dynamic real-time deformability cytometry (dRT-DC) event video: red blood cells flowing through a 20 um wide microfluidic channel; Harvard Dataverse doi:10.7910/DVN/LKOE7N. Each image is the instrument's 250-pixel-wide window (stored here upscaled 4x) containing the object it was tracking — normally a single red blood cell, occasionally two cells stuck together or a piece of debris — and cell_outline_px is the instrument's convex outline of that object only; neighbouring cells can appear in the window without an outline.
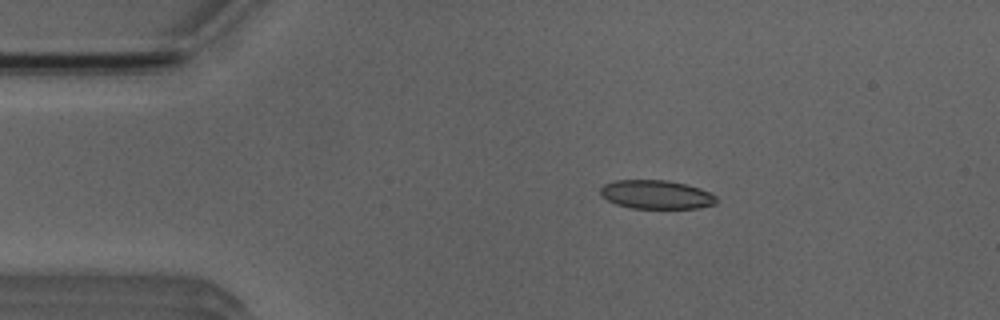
{"species": "Egyptian fruit bat (a non-hibernating species)", "species_latin": "Rousettus aegyptiacus", "temperature_condition": "room temperature", "stored_images_in_passage": 6, "camera_frame_rate_fps": 3000, "um_per_image_px": 0.085, "animal": {"sex": "male"}, "frame": {"image": 1, "passage_image": 2, "time_ms": 1.0, "image_size_px": [1000, 320], "cell_outline_px": [[716, 204], [700, 208], [632, 208], [616, 204], [608, 200], [600, 192], [600, 188], [604, 184], [616, 180], [668, 180], [700, 188], [716, 196]], "centroid_in_image_um": [55.79, 16.54], "position_along_channel_um": 29.2, "area_um2": 19.31}}
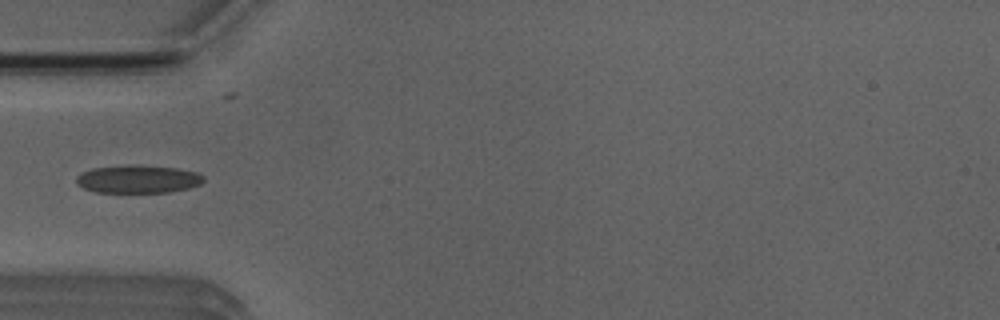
{"frame": {"image": 2, "passage_image": 4, "time_ms": 3.333, "image_size_px": [1000, 320], "cell_outline_px": [[204, 180], [200, 184], [188, 188], [168, 192], [96, 192], [84, 188], [76, 184], [76, 176], [92, 168], [128, 164], [140, 164], [180, 168], [196, 172], [204, 176]], "centroid_in_image_um": [11.73, 15.2], "position_along_channel_um": 73.3, "area_um2": 20.98}}